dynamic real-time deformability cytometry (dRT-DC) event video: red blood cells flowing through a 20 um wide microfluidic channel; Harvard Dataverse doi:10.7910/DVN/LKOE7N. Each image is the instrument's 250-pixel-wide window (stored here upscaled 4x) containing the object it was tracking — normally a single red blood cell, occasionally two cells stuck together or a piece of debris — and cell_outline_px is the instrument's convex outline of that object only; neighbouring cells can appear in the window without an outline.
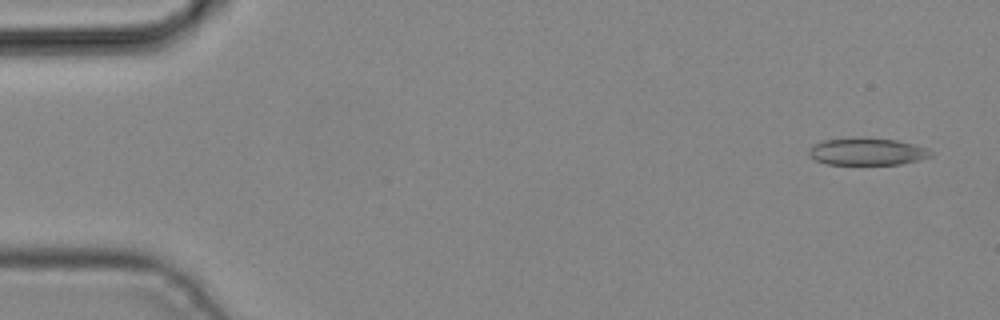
{"species": "common noctule bat (a hibernating species)", "species_latin": "Nyctalus noctula", "temperature_condition": "cold", "stored_images_in_passage": 3, "camera_frame_rate_fps": 3000, "um_per_image_px": 0.085, "animal": {"sex": "male", "body_mass_g": 19.2, "forearm_length_mm": 51.8}, "frame": {"image": 1, "passage_image": 1, "time_ms": 0.0, "image_size_px": [1000, 320], "cell_outline_px": [[932, 156], [920, 160], [900, 164], [824, 164], [808, 156], [808, 152], [816, 144], [824, 140], [896, 140], [928, 148], [932, 152]], "centroid_in_image_um": [73.75, 12.94], "position_along_channel_um": 11.3, "area_um2": 18.44}}